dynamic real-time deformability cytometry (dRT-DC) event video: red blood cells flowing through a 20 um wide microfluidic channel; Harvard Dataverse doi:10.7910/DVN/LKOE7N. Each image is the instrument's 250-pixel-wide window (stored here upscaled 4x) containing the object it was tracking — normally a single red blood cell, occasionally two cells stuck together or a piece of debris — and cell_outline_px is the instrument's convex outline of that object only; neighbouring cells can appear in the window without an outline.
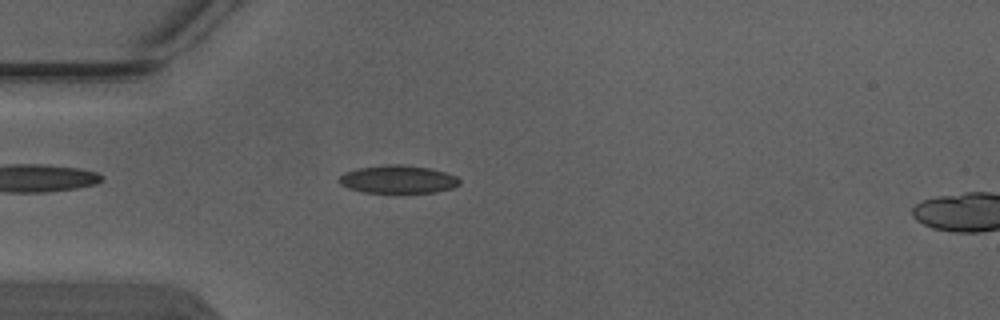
{"species": "Egyptian fruit bat (a non-hibernating species)", "species_latin": "Rousettus aegyptiacus", "temperature_condition": "warm", "stored_images_in_passage": 4, "segment_of_instrument_passage": [1, 2], "camera_frame_rate_fps": 3000, "um_per_image_px": 0.085, "animal": {"sex": "male"}, "frame": {"image": 1, "passage_image": 3, "time_ms": 0.667, "image_size_px": [1000, 320], "cell_outline_px": [[460, 184], [452, 188], [436, 192], [364, 192], [348, 188], [340, 184], [336, 180], [344, 172], [356, 168], [388, 164], [400, 164], [428, 168], [444, 172], [456, 176], [460, 180]], "centroid_in_image_um": [33.79, 15.23], "position_along_channel_um": 51.2, "area_um2": 19.59}}